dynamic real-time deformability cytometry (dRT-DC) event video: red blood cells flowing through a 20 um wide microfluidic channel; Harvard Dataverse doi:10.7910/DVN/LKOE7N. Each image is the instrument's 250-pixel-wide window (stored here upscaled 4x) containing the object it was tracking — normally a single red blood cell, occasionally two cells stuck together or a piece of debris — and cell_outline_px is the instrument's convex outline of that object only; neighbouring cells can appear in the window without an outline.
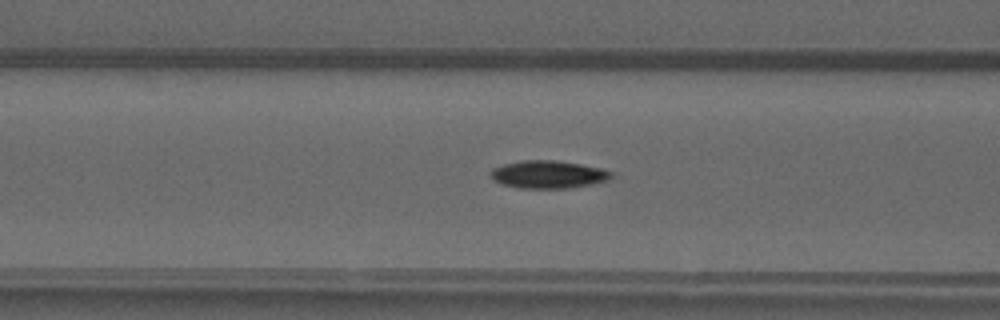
{"species": "common noctule bat (a hibernating species)", "species_latin": "Nyctalus noctula", "temperature_condition": "warm", "stored_images_in_passage": 50, "camera_frame_rate_fps": 3000, "um_per_image_px": 0.085, "animal": {"sex": "male", "forearm_length_mm": 52.5}, "frame": {"image": 1, "passage_image": 20, "time_ms": 6.333, "image_size_px": [1000, 320], "cell_outline_px": [[612, 176], [604, 180], [588, 184], [568, 188], [520, 188], [504, 184], [492, 180], [488, 172], [492, 168], [504, 164], [524, 160], [556, 160], [580, 164], [600, 168], [612, 172]], "centroid_in_image_um": [46.51, 14.82], "position_along_channel_um": 120.1, "area_um2": 19.25}}
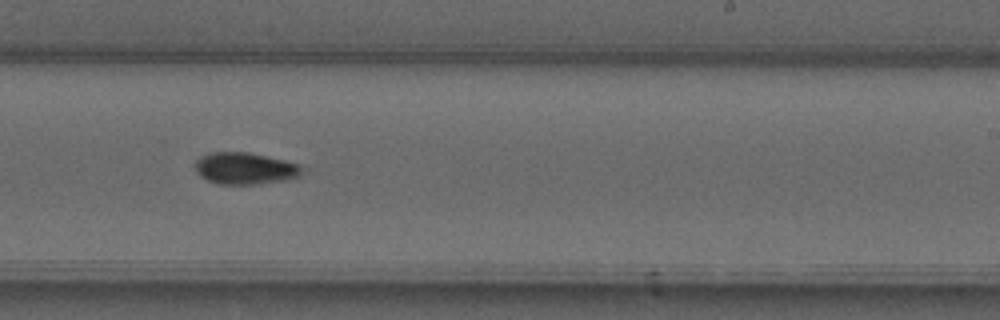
{"frame": {"image": 2, "passage_image": 31, "time_ms": 10.0, "image_size_px": [1000, 320], "cell_outline_px": [[308, 168], [300, 176], [288, 180], [260, 184], [220, 184], [208, 180], [200, 176], [196, 172], [192, 164], [200, 156], [212, 152], [248, 152], [284, 160]], "centroid_in_image_um": [20.84, 14.32], "position_along_channel_um": 268.2, "area_um2": 20.17}}
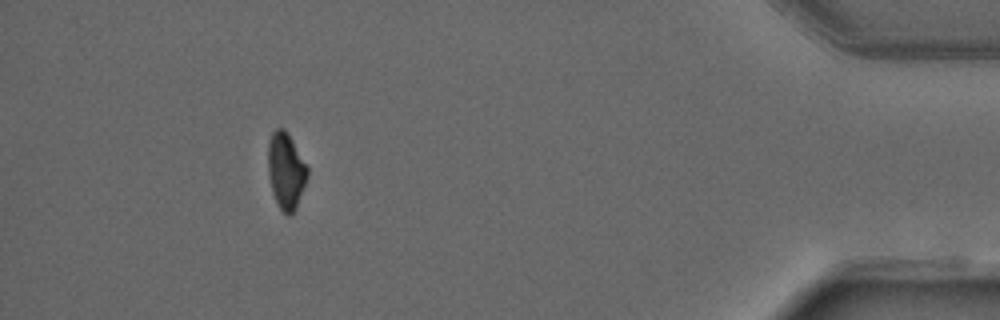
{"frame": {"image": 3, "passage_image": 46, "time_ms": 15.0, "image_size_px": [1000, 320], "cell_outline_px": [[308, 176], [296, 208], [288, 216], [280, 208], [272, 192], [268, 176], [268, 144], [272, 132], [276, 128], [284, 128], [288, 132], [308, 168]], "centroid_in_image_um": [24.3, 14.49], "position_along_channel_um": 410.9, "area_um2": 17.46}, "authors_computed_cell_mechanics": {"area_um2": 18.2359, "velocity_mm_per_s": 4.0553, "shape_relaxation_time_tau1_ms": 4.9025, "shape_relaxation_time_tau2_ms": null, "deformation_change_tau1": 0.1638, "deformation_change_tau2": null}}